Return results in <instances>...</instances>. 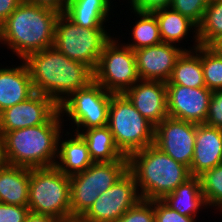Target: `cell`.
I'll return each mask as SVG.
<instances>
[{
  "mask_svg": "<svg viewBox=\"0 0 222 222\" xmlns=\"http://www.w3.org/2000/svg\"><path fill=\"white\" fill-rule=\"evenodd\" d=\"M112 2V0H71L63 14L81 27L107 28L106 22L109 23L108 20L112 18L110 15L114 12Z\"/></svg>",
  "mask_w": 222,
  "mask_h": 222,
  "instance_id": "21",
  "label": "cell"
},
{
  "mask_svg": "<svg viewBox=\"0 0 222 222\" xmlns=\"http://www.w3.org/2000/svg\"><path fill=\"white\" fill-rule=\"evenodd\" d=\"M116 222H155L154 200L141 199Z\"/></svg>",
  "mask_w": 222,
  "mask_h": 222,
  "instance_id": "32",
  "label": "cell"
},
{
  "mask_svg": "<svg viewBox=\"0 0 222 222\" xmlns=\"http://www.w3.org/2000/svg\"><path fill=\"white\" fill-rule=\"evenodd\" d=\"M30 209L27 206L0 202V222H25Z\"/></svg>",
  "mask_w": 222,
  "mask_h": 222,
  "instance_id": "35",
  "label": "cell"
},
{
  "mask_svg": "<svg viewBox=\"0 0 222 222\" xmlns=\"http://www.w3.org/2000/svg\"><path fill=\"white\" fill-rule=\"evenodd\" d=\"M112 94L93 80L85 88L74 92L59 106L63 121L69 123L72 121L70 123L72 132L108 125Z\"/></svg>",
  "mask_w": 222,
  "mask_h": 222,
  "instance_id": "9",
  "label": "cell"
},
{
  "mask_svg": "<svg viewBox=\"0 0 222 222\" xmlns=\"http://www.w3.org/2000/svg\"><path fill=\"white\" fill-rule=\"evenodd\" d=\"M118 36L104 46L94 70V81L110 93L124 94L140 78L134 51Z\"/></svg>",
  "mask_w": 222,
  "mask_h": 222,
  "instance_id": "8",
  "label": "cell"
},
{
  "mask_svg": "<svg viewBox=\"0 0 222 222\" xmlns=\"http://www.w3.org/2000/svg\"><path fill=\"white\" fill-rule=\"evenodd\" d=\"M34 93L30 72L24 60H20L18 66H0V112L27 100Z\"/></svg>",
  "mask_w": 222,
  "mask_h": 222,
  "instance_id": "17",
  "label": "cell"
},
{
  "mask_svg": "<svg viewBox=\"0 0 222 222\" xmlns=\"http://www.w3.org/2000/svg\"><path fill=\"white\" fill-rule=\"evenodd\" d=\"M91 187L70 186L72 220L79 219L99 197Z\"/></svg>",
  "mask_w": 222,
  "mask_h": 222,
  "instance_id": "30",
  "label": "cell"
},
{
  "mask_svg": "<svg viewBox=\"0 0 222 222\" xmlns=\"http://www.w3.org/2000/svg\"><path fill=\"white\" fill-rule=\"evenodd\" d=\"M157 18L160 30V36L163 42L172 43L179 46L181 41L188 39V34H192L191 37L193 40V47H187L188 50L196 49L199 44L198 39V26L183 16L180 12H177L173 9L162 8L152 12ZM192 32V33H191Z\"/></svg>",
  "mask_w": 222,
  "mask_h": 222,
  "instance_id": "20",
  "label": "cell"
},
{
  "mask_svg": "<svg viewBox=\"0 0 222 222\" xmlns=\"http://www.w3.org/2000/svg\"><path fill=\"white\" fill-rule=\"evenodd\" d=\"M155 222H196V217L184 216L170 208L162 200H154Z\"/></svg>",
  "mask_w": 222,
  "mask_h": 222,
  "instance_id": "33",
  "label": "cell"
},
{
  "mask_svg": "<svg viewBox=\"0 0 222 222\" xmlns=\"http://www.w3.org/2000/svg\"><path fill=\"white\" fill-rule=\"evenodd\" d=\"M204 124L222 129V90L212 92Z\"/></svg>",
  "mask_w": 222,
  "mask_h": 222,
  "instance_id": "34",
  "label": "cell"
},
{
  "mask_svg": "<svg viewBox=\"0 0 222 222\" xmlns=\"http://www.w3.org/2000/svg\"><path fill=\"white\" fill-rule=\"evenodd\" d=\"M23 0H0V25L11 15Z\"/></svg>",
  "mask_w": 222,
  "mask_h": 222,
  "instance_id": "38",
  "label": "cell"
},
{
  "mask_svg": "<svg viewBox=\"0 0 222 222\" xmlns=\"http://www.w3.org/2000/svg\"><path fill=\"white\" fill-rule=\"evenodd\" d=\"M28 3L49 8L51 10H54L60 14H63L70 4L71 0H25Z\"/></svg>",
  "mask_w": 222,
  "mask_h": 222,
  "instance_id": "37",
  "label": "cell"
},
{
  "mask_svg": "<svg viewBox=\"0 0 222 222\" xmlns=\"http://www.w3.org/2000/svg\"><path fill=\"white\" fill-rule=\"evenodd\" d=\"M108 126L117 148L126 157L154 144L155 126L135 109L125 94H112Z\"/></svg>",
  "mask_w": 222,
  "mask_h": 222,
  "instance_id": "6",
  "label": "cell"
},
{
  "mask_svg": "<svg viewBox=\"0 0 222 222\" xmlns=\"http://www.w3.org/2000/svg\"><path fill=\"white\" fill-rule=\"evenodd\" d=\"M28 208L30 212L51 215L59 221L72 220L70 176L55 166L31 168Z\"/></svg>",
  "mask_w": 222,
  "mask_h": 222,
  "instance_id": "5",
  "label": "cell"
},
{
  "mask_svg": "<svg viewBox=\"0 0 222 222\" xmlns=\"http://www.w3.org/2000/svg\"><path fill=\"white\" fill-rule=\"evenodd\" d=\"M222 164V129L206 124H196V139L191 176L198 177L203 172Z\"/></svg>",
  "mask_w": 222,
  "mask_h": 222,
  "instance_id": "16",
  "label": "cell"
},
{
  "mask_svg": "<svg viewBox=\"0 0 222 222\" xmlns=\"http://www.w3.org/2000/svg\"><path fill=\"white\" fill-rule=\"evenodd\" d=\"M30 168L8 165L0 169V202L28 207Z\"/></svg>",
  "mask_w": 222,
  "mask_h": 222,
  "instance_id": "22",
  "label": "cell"
},
{
  "mask_svg": "<svg viewBox=\"0 0 222 222\" xmlns=\"http://www.w3.org/2000/svg\"><path fill=\"white\" fill-rule=\"evenodd\" d=\"M8 165L9 162L6 155L5 140L3 135L0 133V169L5 168Z\"/></svg>",
  "mask_w": 222,
  "mask_h": 222,
  "instance_id": "40",
  "label": "cell"
},
{
  "mask_svg": "<svg viewBox=\"0 0 222 222\" xmlns=\"http://www.w3.org/2000/svg\"><path fill=\"white\" fill-rule=\"evenodd\" d=\"M222 36V0L208 3L198 25V39L201 46H212Z\"/></svg>",
  "mask_w": 222,
  "mask_h": 222,
  "instance_id": "27",
  "label": "cell"
},
{
  "mask_svg": "<svg viewBox=\"0 0 222 222\" xmlns=\"http://www.w3.org/2000/svg\"><path fill=\"white\" fill-rule=\"evenodd\" d=\"M25 222H61V221H59L57 218L51 215L37 214L30 212Z\"/></svg>",
  "mask_w": 222,
  "mask_h": 222,
  "instance_id": "39",
  "label": "cell"
},
{
  "mask_svg": "<svg viewBox=\"0 0 222 222\" xmlns=\"http://www.w3.org/2000/svg\"><path fill=\"white\" fill-rule=\"evenodd\" d=\"M60 13L23 0L1 24L0 45L6 46L19 60L54 44Z\"/></svg>",
  "mask_w": 222,
  "mask_h": 222,
  "instance_id": "2",
  "label": "cell"
},
{
  "mask_svg": "<svg viewBox=\"0 0 222 222\" xmlns=\"http://www.w3.org/2000/svg\"><path fill=\"white\" fill-rule=\"evenodd\" d=\"M208 3V0H172L170 8L180 12L198 26Z\"/></svg>",
  "mask_w": 222,
  "mask_h": 222,
  "instance_id": "31",
  "label": "cell"
},
{
  "mask_svg": "<svg viewBox=\"0 0 222 222\" xmlns=\"http://www.w3.org/2000/svg\"><path fill=\"white\" fill-rule=\"evenodd\" d=\"M135 177L128 170L94 201L79 218L82 222H116L141 200Z\"/></svg>",
  "mask_w": 222,
  "mask_h": 222,
  "instance_id": "10",
  "label": "cell"
},
{
  "mask_svg": "<svg viewBox=\"0 0 222 222\" xmlns=\"http://www.w3.org/2000/svg\"><path fill=\"white\" fill-rule=\"evenodd\" d=\"M201 66L206 88L222 90V54L212 46H201Z\"/></svg>",
  "mask_w": 222,
  "mask_h": 222,
  "instance_id": "29",
  "label": "cell"
},
{
  "mask_svg": "<svg viewBox=\"0 0 222 222\" xmlns=\"http://www.w3.org/2000/svg\"><path fill=\"white\" fill-rule=\"evenodd\" d=\"M124 94L155 127L168 117L166 82L139 80Z\"/></svg>",
  "mask_w": 222,
  "mask_h": 222,
  "instance_id": "15",
  "label": "cell"
},
{
  "mask_svg": "<svg viewBox=\"0 0 222 222\" xmlns=\"http://www.w3.org/2000/svg\"><path fill=\"white\" fill-rule=\"evenodd\" d=\"M24 61L34 91L51 98L58 106L94 80V71L88 65L69 59L54 46L30 53Z\"/></svg>",
  "mask_w": 222,
  "mask_h": 222,
  "instance_id": "1",
  "label": "cell"
},
{
  "mask_svg": "<svg viewBox=\"0 0 222 222\" xmlns=\"http://www.w3.org/2000/svg\"><path fill=\"white\" fill-rule=\"evenodd\" d=\"M162 201L173 210L184 216H199V211L208 209L201 192L199 177L192 176L180 184L172 193L167 194Z\"/></svg>",
  "mask_w": 222,
  "mask_h": 222,
  "instance_id": "23",
  "label": "cell"
},
{
  "mask_svg": "<svg viewBox=\"0 0 222 222\" xmlns=\"http://www.w3.org/2000/svg\"><path fill=\"white\" fill-rule=\"evenodd\" d=\"M129 10L137 12H153L162 8H169L172 0H127Z\"/></svg>",
  "mask_w": 222,
  "mask_h": 222,
  "instance_id": "36",
  "label": "cell"
},
{
  "mask_svg": "<svg viewBox=\"0 0 222 222\" xmlns=\"http://www.w3.org/2000/svg\"><path fill=\"white\" fill-rule=\"evenodd\" d=\"M212 47L222 54V36L212 45Z\"/></svg>",
  "mask_w": 222,
  "mask_h": 222,
  "instance_id": "41",
  "label": "cell"
},
{
  "mask_svg": "<svg viewBox=\"0 0 222 222\" xmlns=\"http://www.w3.org/2000/svg\"><path fill=\"white\" fill-rule=\"evenodd\" d=\"M166 91L168 116L195 124L205 123L211 90L206 87L166 85Z\"/></svg>",
  "mask_w": 222,
  "mask_h": 222,
  "instance_id": "13",
  "label": "cell"
},
{
  "mask_svg": "<svg viewBox=\"0 0 222 222\" xmlns=\"http://www.w3.org/2000/svg\"><path fill=\"white\" fill-rule=\"evenodd\" d=\"M58 110L51 98L35 92L27 100L0 112V133L45 124Z\"/></svg>",
  "mask_w": 222,
  "mask_h": 222,
  "instance_id": "12",
  "label": "cell"
},
{
  "mask_svg": "<svg viewBox=\"0 0 222 222\" xmlns=\"http://www.w3.org/2000/svg\"><path fill=\"white\" fill-rule=\"evenodd\" d=\"M196 124L168 116L155 127L154 146L190 169Z\"/></svg>",
  "mask_w": 222,
  "mask_h": 222,
  "instance_id": "11",
  "label": "cell"
},
{
  "mask_svg": "<svg viewBox=\"0 0 222 222\" xmlns=\"http://www.w3.org/2000/svg\"><path fill=\"white\" fill-rule=\"evenodd\" d=\"M61 222H82L79 219H73V220H69V221H61Z\"/></svg>",
  "mask_w": 222,
  "mask_h": 222,
  "instance_id": "42",
  "label": "cell"
},
{
  "mask_svg": "<svg viewBox=\"0 0 222 222\" xmlns=\"http://www.w3.org/2000/svg\"><path fill=\"white\" fill-rule=\"evenodd\" d=\"M128 171V157L111 162H94L85 171L70 176V186L91 187L99 195Z\"/></svg>",
  "mask_w": 222,
  "mask_h": 222,
  "instance_id": "19",
  "label": "cell"
},
{
  "mask_svg": "<svg viewBox=\"0 0 222 222\" xmlns=\"http://www.w3.org/2000/svg\"><path fill=\"white\" fill-rule=\"evenodd\" d=\"M183 46L162 42L134 50L140 80L168 82L178 57L188 50Z\"/></svg>",
  "mask_w": 222,
  "mask_h": 222,
  "instance_id": "14",
  "label": "cell"
},
{
  "mask_svg": "<svg viewBox=\"0 0 222 222\" xmlns=\"http://www.w3.org/2000/svg\"><path fill=\"white\" fill-rule=\"evenodd\" d=\"M58 110L45 124L21 128L3 134L9 165L26 168L53 167L57 159L58 139L65 130Z\"/></svg>",
  "mask_w": 222,
  "mask_h": 222,
  "instance_id": "3",
  "label": "cell"
},
{
  "mask_svg": "<svg viewBox=\"0 0 222 222\" xmlns=\"http://www.w3.org/2000/svg\"><path fill=\"white\" fill-rule=\"evenodd\" d=\"M131 13L134 14V17H136L133 18V20L136 19V21L133 24V28L130 26V32L132 35H130L131 40L128 38V42H124L126 46L134 51L143 47H149L163 42L160 36L157 18L153 13L137 12L134 10H132Z\"/></svg>",
  "mask_w": 222,
  "mask_h": 222,
  "instance_id": "26",
  "label": "cell"
},
{
  "mask_svg": "<svg viewBox=\"0 0 222 222\" xmlns=\"http://www.w3.org/2000/svg\"><path fill=\"white\" fill-rule=\"evenodd\" d=\"M75 133L86 142L93 162H111L126 158L117 148L108 125Z\"/></svg>",
  "mask_w": 222,
  "mask_h": 222,
  "instance_id": "25",
  "label": "cell"
},
{
  "mask_svg": "<svg viewBox=\"0 0 222 222\" xmlns=\"http://www.w3.org/2000/svg\"><path fill=\"white\" fill-rule=\"evenodd\" d=\"M64 131L58 139L57 159L54 166L65 175L71 176L85 171L94 162L84 139L71 130Z\"/></svg>",
  "mask_w": 222,
  "mask_h": 222,
  "instance_id": "18",
  "label": "cell"
},
{
  "mask_svg": "<svg viewBox=\"0 0 222 222\" xmlns=\"http://www.w3.org/2000/svg\"><path fill=\"white\" fill-rule=\"evenodd\" d=\"M108 30L81 27L60 14L53 46L69 59L85 63L94 71L104 46L114 36Z\"/></svg>",
  "mask_w": 222,
  "mask_h": 222,
  "instance_id": "7",
  "label": "cell"
},
{
  "mask_svg": "<svg viewBox=\"0 0 222 222\" xmlns=\"http://www.w3.org/2000/svg\"><path fill=\"white\" fill-rule=\"evenodd\" d=\"M207 208L222 212V164L198 176Z\"/></svg>",
  "mask_w": 222,
  "mask_h": 222,
  "instance_id": "28",
  "label": "cell"
},
{
  "mask_svg": "<svg viewBox=\"0 0 222 222\" xmlns=\"http://www.w3.org/2000/svg\"><path fill=\"white\" fill-rule=\"evenodd\" d=\"M166 85H182L192 88L206 87L201 66V45L194 50L182 52Z\"/></svg>",
  "mask_w": 222,
  "mask_h": 222,
  "instance_id": "24",
  "label": "cell"
},
{
  "mask_svg": "<svg viewBox=\"0 0 222 222\" xmlns=\"http://www.w3.org/2000/svg\"><path fill=\"white\" fill-rule=\"evenodd\" d=\"M128 170L135 177L144 200H162L192 176L187 166L150 145L128 157Z\"/></svg>",
  "mask_w": 222,
  "mask_h": 222,
  "instance_id": "4",
  "label": "cell"
}]
</instances>
